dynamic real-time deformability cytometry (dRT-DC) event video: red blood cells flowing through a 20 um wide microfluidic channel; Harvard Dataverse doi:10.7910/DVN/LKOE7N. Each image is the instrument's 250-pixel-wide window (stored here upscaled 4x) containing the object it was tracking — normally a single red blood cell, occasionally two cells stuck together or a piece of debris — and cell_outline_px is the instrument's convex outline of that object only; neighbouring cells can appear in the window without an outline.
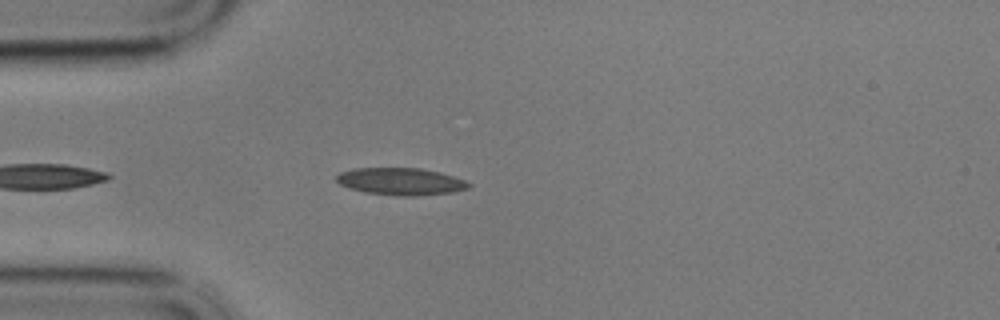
{"species": "common noctule bat (a hibernating species)", "species_latin": "Nyctalus noctula", "temperature_condition": "cold", "stored_images_in_passage": 33, "camera_frame_rate_fps": 3000, "um_per_image_px": 0.085, "animal": {"sex": "male", "body_mass_g": 17.9}, "frame": {"image": 1, "passage_image": 5, "time_ms": 1.333, "image_size_px": [1000, 320], "cell_outline_px": [[472, 184], [468, 188], [452, 192], [416, 196], [396, 196], [364, 192], [348, 188], [340, 184], [336, 180], [336, 176], [340, 172], [352, 168], [420, 168], [440, 172], [464, 180]], "centroid_in_image_um": [34.03, 15.42], "position_along_channel_um": 51.0, "area_um2": 21.04}}
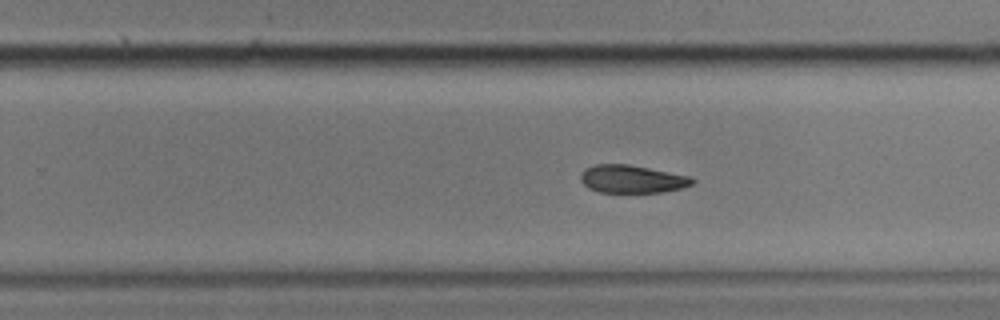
{"frame": {"image": 2, "passage_image": 22, "time_ms": 7.0, "image_size_px": [1000, 320], "cell_outline_px": [[696, 180], [692, 184], [680, 188], [660, 192], [600, 192], [588, 188], [580, 180], [580, 172], [584, 168], [596, 164], [628, 164], [692, 176]], "centroid_in_image_um": [53.7, 15.21], "position_along_channel_um": 276.1, "area_um2": 18.21}}
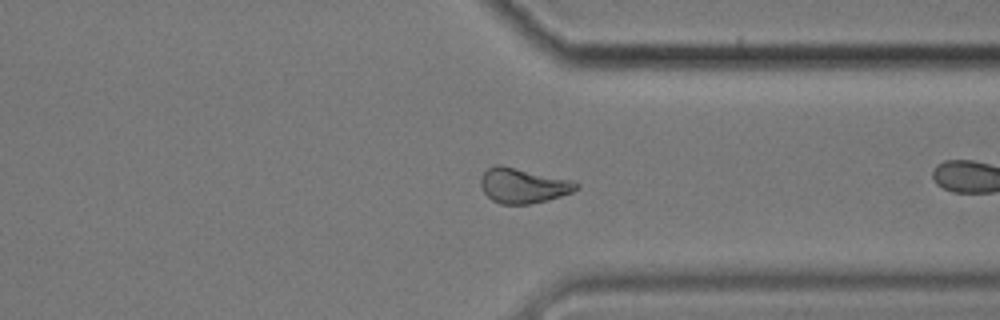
{"frame": {"image": 3, "passage_image": 30, "time_ms": 9.667, "image_size_px": [1000, 320], "cell_outline_px": [[580, 188], [572, 192], [548, 200], [528, 204], [500, 204], [492, 200], [484, 192], [480, 184], [480, 176], [488, 168], [496, 164], [500, 164], [572, 180], [580, 184]], "centroid_in_image_um": [44.46, 15.77], "position_along_channel_um": 366.9, "area_um2": 19.59}, "authors_computed_cell_mechanics": {"area_um2": 19.4208, "velocity_mm_per_s": 3.418, "shape_relaxation_time_tau1_ms": 6.9592, "shape_relaxation_time_tau2_ms": 7.262, "deformation_change_tau1": 0.1364, "deformation_change_tau2": 0.1421}}